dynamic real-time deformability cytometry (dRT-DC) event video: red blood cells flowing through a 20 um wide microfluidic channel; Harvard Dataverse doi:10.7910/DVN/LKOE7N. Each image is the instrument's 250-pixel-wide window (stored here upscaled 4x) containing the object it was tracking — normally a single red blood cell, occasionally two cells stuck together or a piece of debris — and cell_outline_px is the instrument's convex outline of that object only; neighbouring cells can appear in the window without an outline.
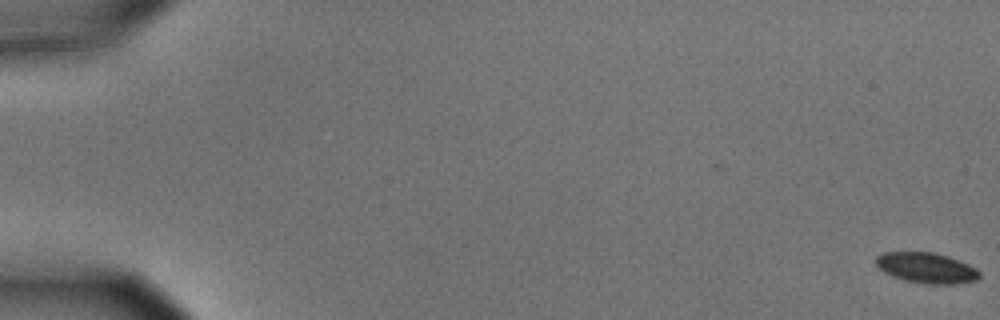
{"species": "common noctule bat (a hibernating species)", "species_latin": "Nyctalus noctula", "temperature_condition": "cold", "stored_images_in_passage": 57, "camera_frame_rate_fps": 3000, "um_per_image_px": 0.085, "animal": {"sex": "male", "body_mass_g": 15.6}, "frame": {"image": 1, "passage_image": 1, "time_ms": 0.0, "image_size_px": [1000, 320], "cell_outline_px": [[980, 276], [976, 280], [952, 284], [924, 284], [904, 280], [892, 276], [884, 272], [876, 264], [876, 256], [884, 252], [932, 252], [948, 256], [968, 264], [976, 268], [980, 272]], "centroid_in_image_um": [78.74, 22.77], "position_along_channel_um": 6.3, "area_um2": 18.38}}
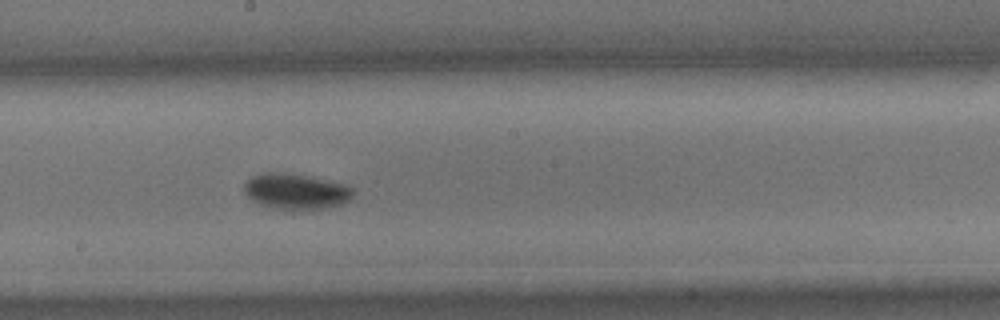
{"frame": {"image": 2, "passage_image": 33, "time_ms": 10.667, "image_size_px": [1000, 320], "cell_outline_px": [[352, 196], [348, 200], [340, 204], [328, 208], [272, 208], [260, 204], [252, 200], [244, 192], [244, 184], [252, 176], [264, 172], [280, 172], [304, 176], [348, 184], [352, 188]], "centroid_in_image_um": [25.13, 16.25], "position_along_channel_um": 223.1, "area_um2": 22.14}}
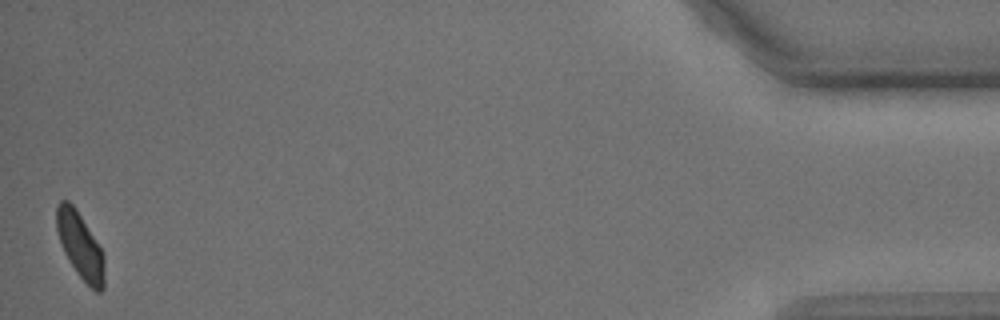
{"frame": {"image": 3, "passage_image": 57, "time_ms": 18.667, "image_size_px": [1000, 320], "cell_outline_px": [[104, 288], [100, 292], [96, 292], [76, 272], [68, 260], [64, 252], [56, 228], [56, 208], [60, 200], [68, 200], [76, 208], [100, 248], [104, 256]], "centroid_in_image_um": [6.81, 20.87], "position_along_channel_um": 428.4, "area_um2": 18.15}, "authors_computed_cell_mechanics": {"area_um2": 19.941, "velocity_mm_per_s": 3.6051, "shape_relaxation_time_tau1_ms": 3.038, "shape_relaxation_time_tau2_ms": null, "deformation_change_tau1": 0.0944, "deformation_change_tau2": null}}